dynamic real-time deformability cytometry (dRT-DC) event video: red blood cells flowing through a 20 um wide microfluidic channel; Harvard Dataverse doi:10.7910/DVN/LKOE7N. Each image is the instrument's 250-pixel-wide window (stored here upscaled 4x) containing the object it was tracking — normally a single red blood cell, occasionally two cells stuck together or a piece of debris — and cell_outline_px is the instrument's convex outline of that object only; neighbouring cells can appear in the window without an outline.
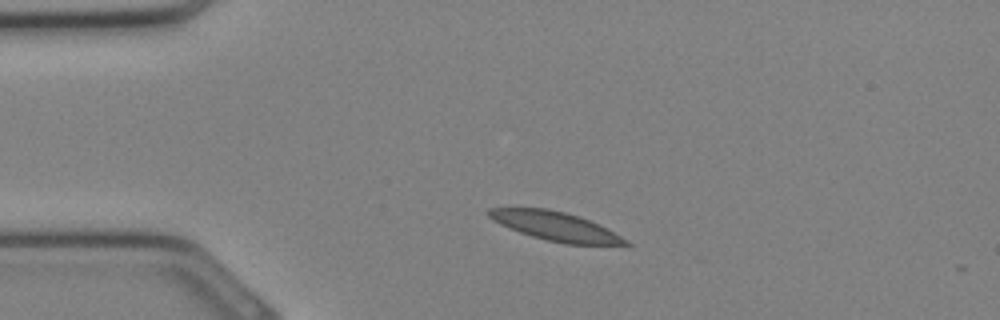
{"species": "Egyptian fruit bat (a non-hibernating species)", "species_latin": "Rousettus aegyptiacus", "temperature_condition": "cold", "stored_images_in_passage": 5, "camera_frame_rate_fps": 3000, "um_per_image_px": 0.085, "animal": {"sex": "female"}, "frame": {"image": 1, "passage_image": 4, "time_ms": 1.0, "image_size_px": [1000, 320], "cell_outline_px": [[632, 244], [564, 244], [532, 236], [520, 232], [500, 224], [488, 216], [484, 212], [488, 208], [548, 208], [580, 216], [600, 224], [628, 240]], "centroid_in_image_um": [47.2, 19.21], "position_along_channel_um": 37.8, "area_um2": 22.89}}